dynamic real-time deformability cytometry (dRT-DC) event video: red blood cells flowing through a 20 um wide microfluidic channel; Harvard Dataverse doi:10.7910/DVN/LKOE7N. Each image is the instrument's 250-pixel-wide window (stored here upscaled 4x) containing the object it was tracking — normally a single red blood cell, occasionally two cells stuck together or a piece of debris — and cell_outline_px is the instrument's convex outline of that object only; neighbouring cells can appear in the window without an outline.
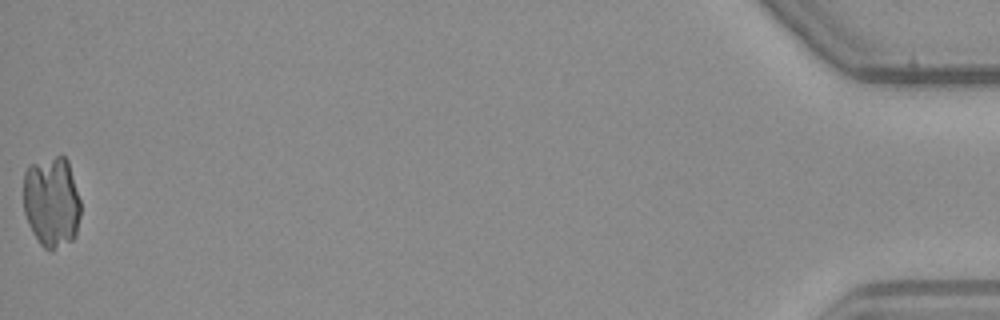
{"species": "common noctule bat (a hibernating species)", "species_latin": "Nyctalus noctula", "temperature_condition": "warm", "stored_images_in_passage": 37, "camera_frame_rate_fps": 3000, "um_per_image_px": 0.085, "animal": {"sex": "male", "body_mass_g": 23.1, "forearm_length_mm": 52.7}, "frame": {"image": 1, "passage_image": 37, "time_ms": 12.0, "image_size_px": [1000, 320], "cell_outline_px": [[80, 216], [76, 236], [72, 240], [52, 252], [44, 248], [40, 244], [32, 232], [28, 224], [24, 212], [24, 172], [28, 164], [56, 156], [64, 156], [68, 160], [80, 200]], "centroid_in_image_um": [4.39, 17.18], "position_along_channel_um": 430.8, "area_um2": 30.75}}